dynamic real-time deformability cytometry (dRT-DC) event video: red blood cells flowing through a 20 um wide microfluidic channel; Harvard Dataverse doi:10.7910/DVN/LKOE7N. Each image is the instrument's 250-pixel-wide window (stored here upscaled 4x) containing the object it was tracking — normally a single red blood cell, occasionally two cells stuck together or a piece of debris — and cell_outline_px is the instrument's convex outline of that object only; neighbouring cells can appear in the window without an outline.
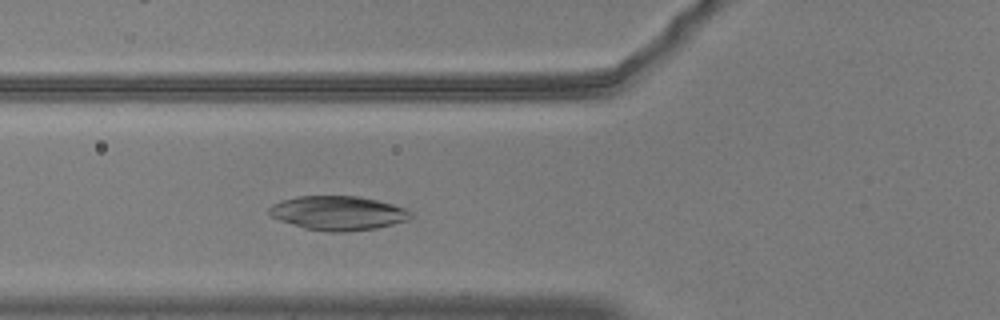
{"species": "common noctule bat (a hibernating species)", "species_latin": "Nyctalus noctula", "temperature_condition": "warm", "stored_images_in_passage": 49, "camera_frame_rate_fps": 3000, "um_per_image_px": 0.085, "animal": {"sex": "male", "body_mass_g": 20.5, "forearm_length_mm": 52.5}, "frame": {"image": 1, "passage_image": 15, "time_ms": 4.667, "image_size_px": [1000, 320], "cell_outline_px": [[412, 216], [408, 220], [376, 228], [340, 232], [328, 232], [304, 228], [280, 220], [272, 216], [268, 212], [268, 208], [272, 204], [280, 200], [296, 196], [360, 196], [408, 208], [412, 212]], "centroid_in_image_um": [28.73, 18.1], "position_along_channel_um": 97.1, "area_um2": 28.26}}
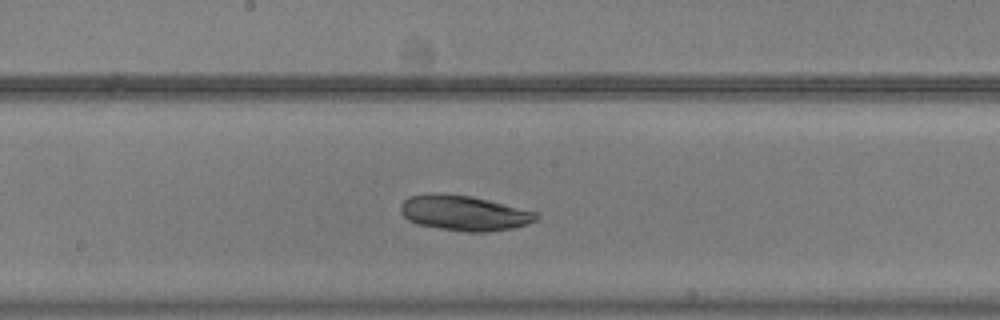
{"frame": {"image": 2, "passage_image": 24, "time_ms": 7.667, "image_size_px": [1000, 320], "cell_outline_px": [[540, 216], [536, 220], [528, 224], [512, 228], [488, 232], [464, 232], [416, 224], [408, 220], [400, 212], [400, 204], [408, 196], [428, 192], [444, 192], [472, 196], [536, 212]], "centroid_in_image_um": [39.39, 18.09], "position_along_channel_um": 208.8, "area_um2": 28.21}}
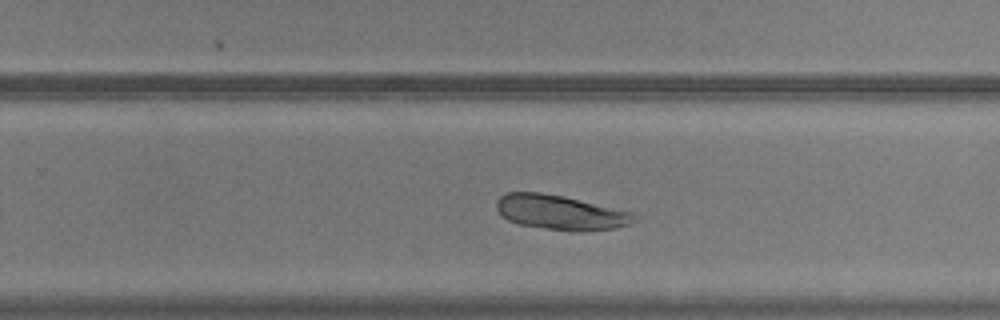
{"frame": {"image": 3, "passage_image": 30, "time_ms": 9.667, "image_size_px": [1000, 320], "cell_outline_px": [[636, 220], [632, 224], [616, 228], [580, 232], [572, 232], [520, 224], [508, 220], [496, 208], [496, 200], [500, 196], [508, 192], [540, 192], [564, 196], [632, 212], [636, 216]], "centroid_in_image_um": [47.67, 18.06], "position_along_channel_um": 282.1, "area_um2": 27.86}}